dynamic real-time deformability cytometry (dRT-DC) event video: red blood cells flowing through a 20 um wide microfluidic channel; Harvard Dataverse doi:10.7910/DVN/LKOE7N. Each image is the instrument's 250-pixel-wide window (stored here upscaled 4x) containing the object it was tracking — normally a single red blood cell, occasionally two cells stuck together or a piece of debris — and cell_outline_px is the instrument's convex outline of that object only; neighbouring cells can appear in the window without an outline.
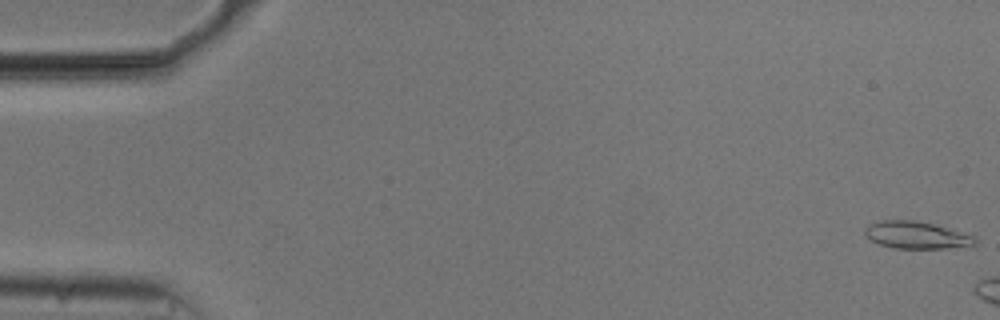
{"species": "common noctule bat (a hibernating species)", "species_latin": "Nyctalus noctula", "temperature_condition": "cold", "stored_images_in_passage": 7, "camera_frame_rate_fps": 3000, "um_per_image_px": 0.085, "animal": {"sex": "male", "body_mass_g": 20.5, "forearm_length_mm": 52.5}, "frame": {"image": 1, "passage_image": 2, "time_ms": 0.333, "image_size_px": [1000, 320], "cell_outline_px": [[964, 236], [960, 244], [936, 248], [904, 248], [884, 244], [872, 240], [868, 236], [876, 224], [928, 224]], "centroid_in_image_um": [77.71, 20.06], "position_along_channel_um": 7.3, "area_um2": 13.06}}